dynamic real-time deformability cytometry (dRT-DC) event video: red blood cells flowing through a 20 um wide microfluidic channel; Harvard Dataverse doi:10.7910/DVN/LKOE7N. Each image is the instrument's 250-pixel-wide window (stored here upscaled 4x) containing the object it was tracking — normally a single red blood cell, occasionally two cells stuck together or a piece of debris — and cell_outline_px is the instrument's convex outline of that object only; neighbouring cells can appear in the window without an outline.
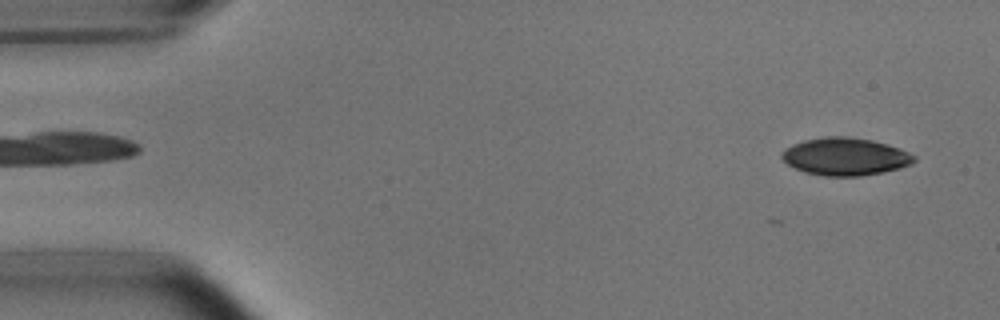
{"species": "common noctule bat (a hibernating species)", "species_latin": "Nyctalus noctula", "temperature_condition": "room temperature", "stored_images_in_passage": 2, "camera_frame_rate_fps": 3000, "um_per_image_px": 0.085, "animal": {"sex": "male", "body_mass_g": 15.6}, "frame": {"image": 1, "passage_image": 2, "time_ms": 0.333, "image_size_px": [1000, 320], "cell_outline_px": [[916, 160], [912, 164], [900, 168], [860, 176], [824, 176], [804, 172], [788, 164], [780, 156], [780, 152], [784, 148], [792, 144], [804, 140], [824, 136], [848, 136], [872, 140], [888, 144], [900, 148], [916, 156]], "centroid_in_image_um": [71.83, 13.3], "position_along_channel_um": 13.2, "area_um2": 29.19}}